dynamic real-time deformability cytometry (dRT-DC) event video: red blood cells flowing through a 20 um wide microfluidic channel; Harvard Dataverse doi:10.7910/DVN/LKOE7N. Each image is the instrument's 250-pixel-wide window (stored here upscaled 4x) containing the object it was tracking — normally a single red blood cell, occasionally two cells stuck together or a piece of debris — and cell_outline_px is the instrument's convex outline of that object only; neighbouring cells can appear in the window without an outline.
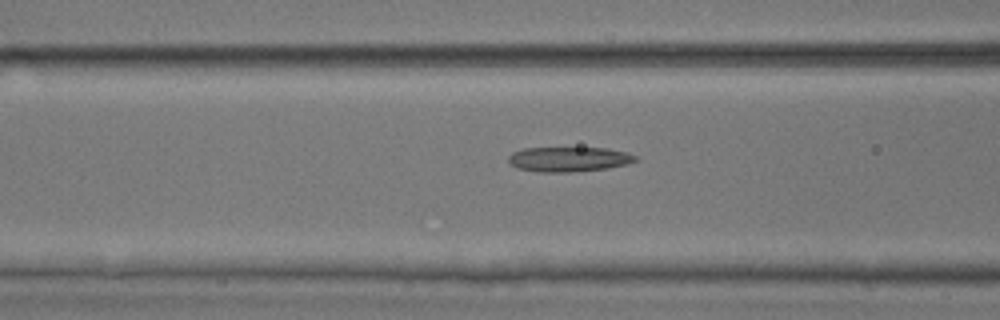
{"species": "common noctule bat (a hibernating species)", "species_latin": "Nyctalus noctula", "temperature_condition": "room temperature", "stored_images_in_passage": 40, "camera_frame_rate_fps": 3000, "um_per_image_px": 0.085, "animal": {"sex": "male", "body_mass_g": 17.9, "forearm_length_mm": 54.2}, "frame": {"image": 1, "passage_image": 10, "time_ms": 3.0, "image_size_px": [1000, 320], "cell_outline_px": [[640, 160], [628, 164], [608, 168], [568, 172], [536, 172], [516, 168], [508, 164], [508, 156], [512, 152], [524, 148], [608, 148], [628, 152], [636, 156]], "centroid_in_image_um": [48.34, 13.53], "position_along_channel_um": 118.3, "area_um2": 18.67}}
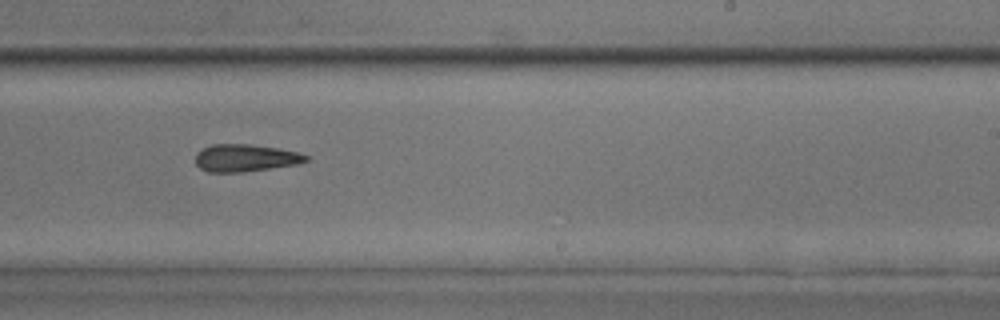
{"frame": {"image": 2, "passage_image": 21, "time_ms": 6.667, "image_size_px": [1000, 320], "cell_outline_px": [[308, 160], [296, 164], [240, 172], [208, 172], [200, 168], [196, 164], [196, 152], [200, 148], [212, 144], [252, 144], [300, 152], [308, 156]], "centroid_in_image_um": [20.81, 13.41], "position_along_channel_um": 268.2, "area_um2": 17.57}}
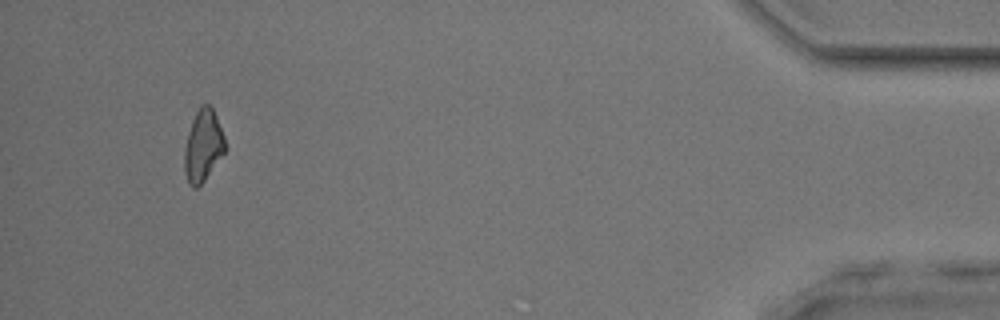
{"frame": {"image": 3, "passage_image": 37, "time_ms": 12.0, "image_size_px": [1000, 320], "cell_outline_px": [[224, 152], [204, 180], [196, 188], [192, 188], [188, 184], [184, 172], [184, 152], [188, 132], [192, 120], [200, 104], [208, 104], [212, 108], [216, 116], [224, 136]], "centroid_in_image_um": [17.23, 12.38], "position_along_channel_um": 418.0, "area_um2": 16.76}, "authors_computed_cell_mechanics": {"area_um2": 18.1492, "velocity_mm_per_s": 4.1077, "shape_relaxation_time_tau1_ms": 3.7967, "shape_relaxation_time_tau2_ms": 9.786, "deformation_change_tau1": 0.1204, "deformation_change_tau2": 0.2506}}